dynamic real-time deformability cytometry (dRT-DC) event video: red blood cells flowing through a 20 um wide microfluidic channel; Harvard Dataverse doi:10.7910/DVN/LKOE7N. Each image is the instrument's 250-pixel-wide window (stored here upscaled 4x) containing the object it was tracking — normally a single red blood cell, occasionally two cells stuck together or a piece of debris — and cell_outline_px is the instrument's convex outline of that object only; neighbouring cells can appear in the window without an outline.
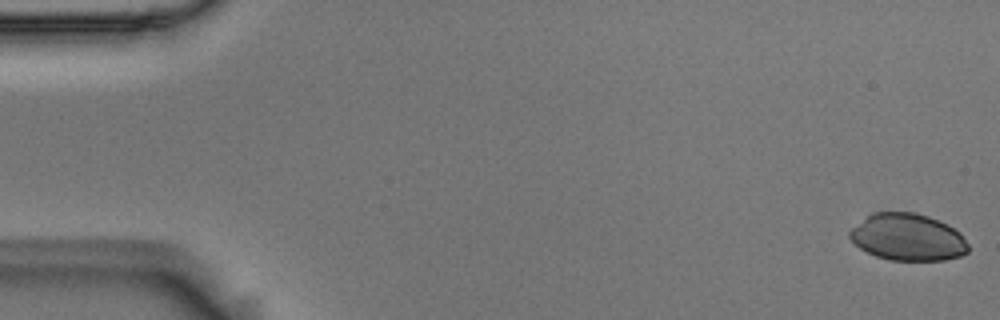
{"species": "Egyptian fruit bat (a non-hibernating species)", "species_latin": "Rousettus aegyptiacus", "temperature_condition": "room temperature", "stored_images_in_passage": 6, "segment_of_instrument_passage": [1, 2], "camera_frame_rate_fps": 3000, "um_per_image_px": 0.085, "animal": {"sex": "male"}, "frame": {"image": 1, "passage_image": 1, "time_ms": 0.0, "image_size_px": [1000, 320], "cell_outline_px": [[968, 252], [960, 256], [944, 260], [888, 260], [876, 256], [860, 248], [848, 236], [848, 232], [852, 228], [872, 212], [912, 212], [928, 216], [948, 224], [960, 232], [968, 244]], "centroid_in_image_um": [77.17, 20.16], "position_along_channel_um": 7.8, "area_um2": 32.43}}
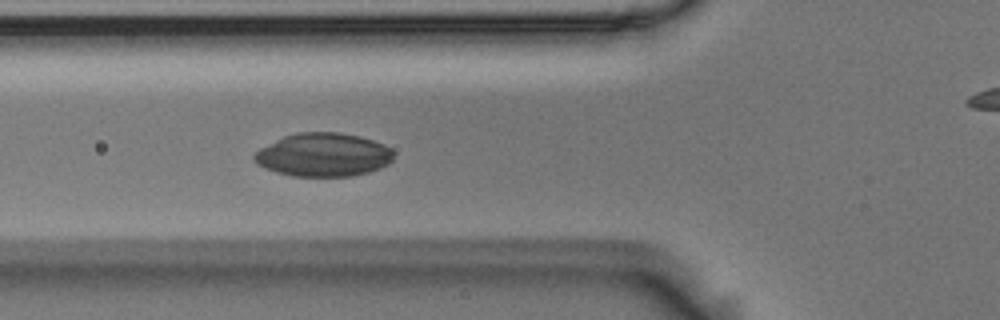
{"frame": {"image": 2, "passage_image": 5, "time_ms": 1.333, "image_size_px": [1000, 320], "cell_outline_px": [[392, 160], [388, 164], [380, 168], [368, 172], [352, 176], [292, 176], [276, 172], [264, 168], [256, 164], [252, 160], [252, 156], [260, 148], [284, 136], [296, 132], [340, 132], [360, 136], [384, 144], [392, 148]], "centroid_in_image_um": [27.46, 13.16], "position_along_channel_um": 98.3, "area_um2": 35.49}}